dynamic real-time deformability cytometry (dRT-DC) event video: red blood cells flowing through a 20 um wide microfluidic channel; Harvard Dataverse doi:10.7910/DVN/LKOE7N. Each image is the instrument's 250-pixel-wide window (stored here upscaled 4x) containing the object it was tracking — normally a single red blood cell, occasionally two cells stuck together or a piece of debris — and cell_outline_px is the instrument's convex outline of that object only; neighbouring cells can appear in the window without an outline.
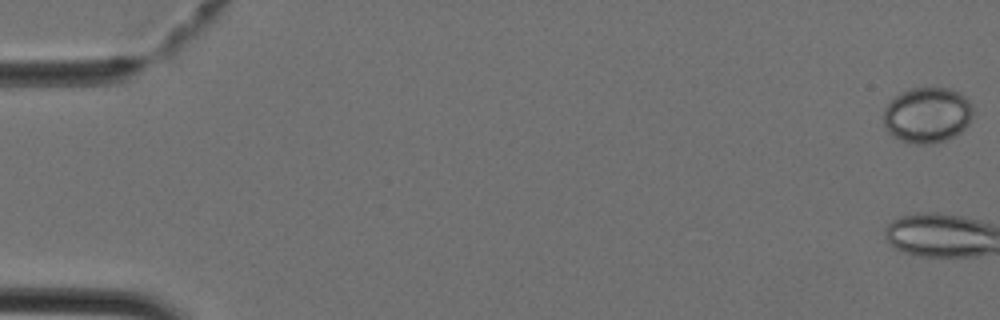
{"species": "Egyptian fruit bat (a non-hibernating species)", "species_latin": "Rousettus aegyptiacus", "temperature_condition": "cold", "stored_images_in_passage": 44, "camera_frame_rate_fps": 3000, "um_per_image_px": 0.085, "animal": {"sex": "female"}, "frame": {"image": 1, "passage_image": 1, "time_ms": 0.0, "image_size_px": [1000, 320], "cell_outline_px": [[972, 116], [968, 124], [960, 132], [944, 140], [928, 144], [916, 144], [900, 140], [892, 136], [888, 132], [884, 124], [884, 108], [896, 96], [912, 88], [952, 88], [960, 92], [972, 104]], "centroid_in_image_um": [78.82, 9.78], "position_along_channel_um": 6.2, "area_um2": 28.84}}
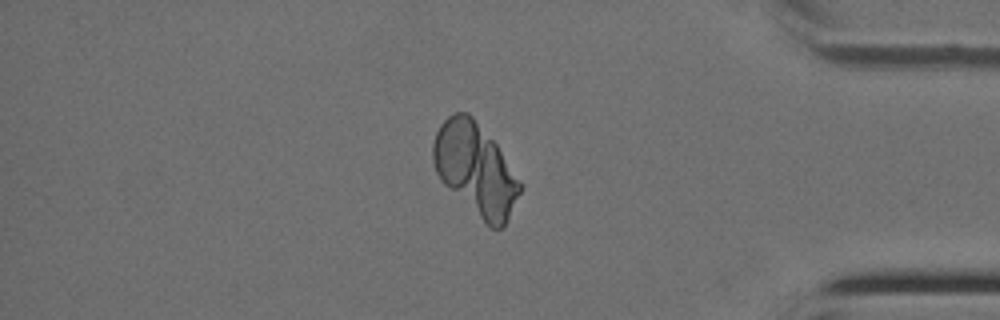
{"frame": {"image": 2, "passage_image": 38, "time_ms": 12.333, "image_size_px": [1000, 320], "cell_outline_px": [[520, 192], [504, 224], [500, 228], [492, 228], [444, 184], [440, 180], [436, 172], [432, 160], [432, 144], [436, 132], [440, 124], [448, 116], [456, 112], [468, 112], [472, 116], [496, 144], [520, 180]], "centroid_in_image_um": [40.37, 14.32], "position_along_channel_um": 394.8, "area_um2": 45.49}}